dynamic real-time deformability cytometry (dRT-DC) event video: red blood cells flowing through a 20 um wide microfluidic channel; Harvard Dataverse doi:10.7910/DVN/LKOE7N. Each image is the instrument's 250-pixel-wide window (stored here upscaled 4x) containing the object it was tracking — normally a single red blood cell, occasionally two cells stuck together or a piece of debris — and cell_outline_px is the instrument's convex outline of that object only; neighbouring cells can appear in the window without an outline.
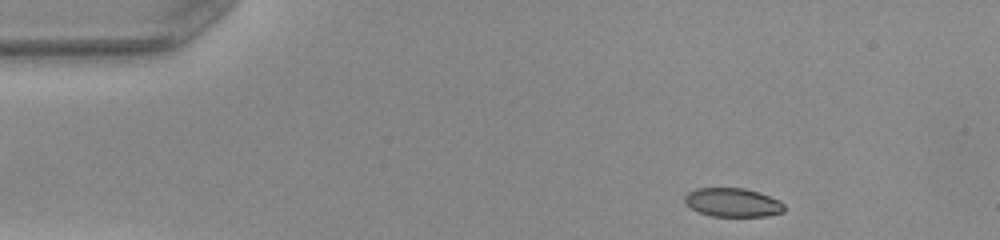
{"species": "common noctule bat (a hibernating species)", "species_latin": "Nyctalus noctula", "temperature_condition": "warm", "stored_images_in_passage": 35, "camera_frame_rate_fps": 3000, "um_per_image_px": 0.085, "animal": {"sex": "female", "body_mass_g": 22.0, "forearm_length_mm": 56.7}, "frame": {"image": 1, "passage_image": 1, "time_ms": 0.0, "image_size_px": [1000, 240], "cell_outline_px": [[784, 212], [768, 216], [712, 216], [700, 212], [684, 204], [684, 196], [688, 192], [696, 188], [744, 188], [780, 200], [784, 204]], "centroid_in_image_um": [62.27, 17.21], "position_along_channel_um": 22.7, "area_um2": 16.65}}
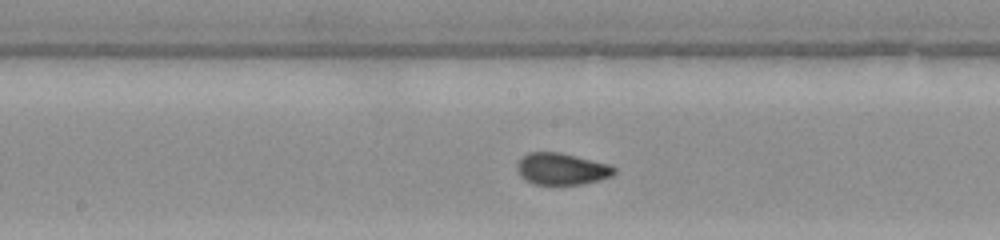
{"frame": {"image": 2, "passage_image": 20, "time_ms": 6.333, "image_size_px": [1000, 240], "cell_outline_px": [[616, 172], [612, 176], [600, 180], [584, 184], [532, 184], [520, 176], [516, 168], [516, 164], [528, 152], [560, 152], [612, 164], [616, 168]], "centroid_in_image_um": [47.78, 14.35], "position_along_channel_um": 200.4, "area_um2": 18.21}}
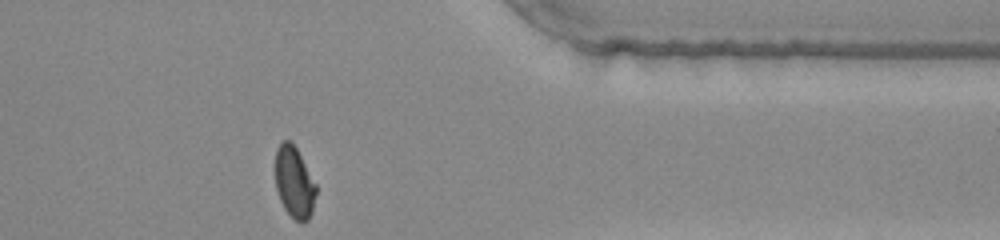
{"frame": {"image": 3, "passage_image": 35, "time_ms": 11.333, "image_size_px": [1000, 240], "cell_outline_px": [[316, 192], [312, 212], [308, 220], [304, 224], [300, 224], [284, 208], [280, 200], [276, 188], [276, 148], [284, 140], [288, 140], [296, 148], [316, 184]], "centroid_in_image_um": [25.02, 15.54], "position_along_channel_um": 386.4, "area_um2": 16.76}, "authors_computed_cell_mechanics": {"area_um2": 18.1492, "velocity_mm_per_s": 4.0496, "shape_relaxation_time_tau1_ms": 6.4341, "shape_relaxation_time_tau2_ms": null, "deformation_change_tau1": 0.1986, "deformation_change_tau2": null}}